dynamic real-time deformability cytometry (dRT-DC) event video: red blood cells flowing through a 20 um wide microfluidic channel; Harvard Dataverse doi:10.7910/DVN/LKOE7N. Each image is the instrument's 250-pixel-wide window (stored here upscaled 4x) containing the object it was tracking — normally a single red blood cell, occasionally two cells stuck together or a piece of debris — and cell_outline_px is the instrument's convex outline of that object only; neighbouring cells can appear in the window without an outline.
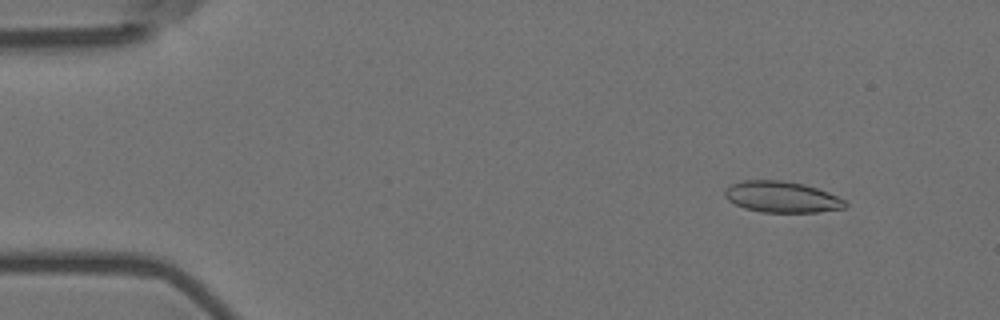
{"species": "Egyptian fruit bat (a non-hibernating species)", "species_latin": "Rousettus aegyptiacus", "temperature_condition": "room temperature", "stored_images_in_passage": 22, "camera_frame_rate_fps": 3000, "um_per_image_px": 0.085, "animal": {"sex": "female"}, "frame": {"image": 1, "passage_image": 6, "time_ms": 1.667, "image_size_px": [1000, 320], "cell_outline_px": [[848, 204], [844, 208], [816, 212], [760, 212], [744, 208], [728, 200], [724, 196], [724, 188], [740, 180], [780, 180], [804, 184], [828, 192], [848, 200]], "centroid_in_image_um": [66.45, 16.74], "position_along_channel_um": 18.6, "area_um2": 22.02}}
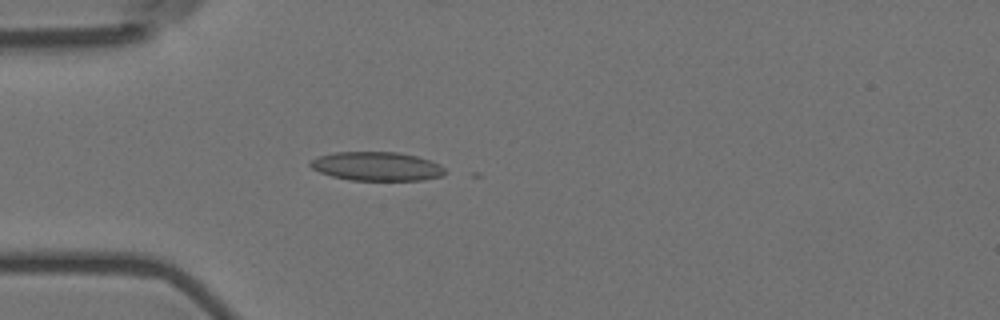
{"frame": {"image": 2, "passage_image": 16, "time_ms": 5.0, "image_size_px": [1000, 320], "cell_outline_px": [[448, 172], [440, 176], [424, 180], [348, 180], [332, 176], [320, 172], [312, 168], [308, 164], [312, 160], [320, 156], [336, 152], [400, 152], [432, 160], [440, 164]], "centroid_in_image_um": [32.06, 14.14], "position_along_channel_um": 52.9, "area_um2": 22.72}}
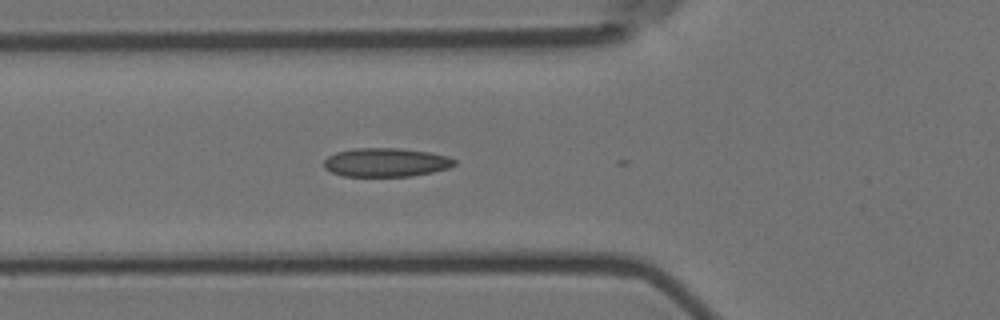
{"frame": {"image": 3, "passage_image": 20, "time_ms": 6.333, "image_size_px": [1000, 320], "cell_outline_px": [[456, 164], [448, 168], [432, 172], [412, 176], [344, 176], [332, 172], [324, 168], [324, 160], [328, 156], [336, 152], [352, 148], [400, 148], [432, 152], [448, 156], [456, 160]], "centroid_in_image_um": [32.82, 13.79], "position_along_channel_um": 93.0, "area_um2": 22.02}}